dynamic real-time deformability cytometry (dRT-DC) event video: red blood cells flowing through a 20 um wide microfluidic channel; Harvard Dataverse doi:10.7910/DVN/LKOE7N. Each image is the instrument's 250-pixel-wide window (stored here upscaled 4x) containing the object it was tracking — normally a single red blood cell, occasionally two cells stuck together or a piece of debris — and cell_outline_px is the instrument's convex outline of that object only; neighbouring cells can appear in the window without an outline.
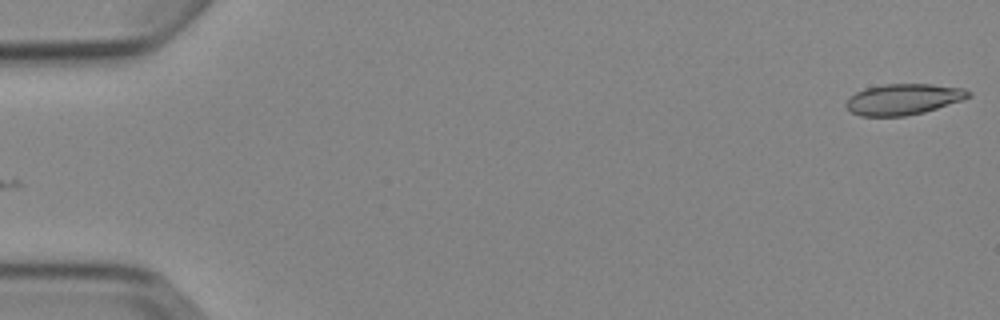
{"species": "Egyptian fruit bat (a non-hibernating species)", "species_latin": "Rousettus aegyptiacus", "temperature_condition": "cold", "stored_images_in_passage": 2, "camera_frame_rate_fps": 3000, "um_per_image_px": 0.085, "animal": {"sex": "female"}, "frame": {"image": 1, "passage_image": 2, "time_ms": 1.333, "image_size_px": [1000, 320], "cell_outline_px": [[972, 96], [964, 100], [924, 112], [904, 116], [860, 116], [852, 112], [844, 104], [856, 92], [868, 88], [884, 84], [932, 84], [964, 88], [972, 92]], "centroid_in_image_um": [76.85, 8.43], "position_along_channel_um": 8.1, "area_um2": 22.02}}